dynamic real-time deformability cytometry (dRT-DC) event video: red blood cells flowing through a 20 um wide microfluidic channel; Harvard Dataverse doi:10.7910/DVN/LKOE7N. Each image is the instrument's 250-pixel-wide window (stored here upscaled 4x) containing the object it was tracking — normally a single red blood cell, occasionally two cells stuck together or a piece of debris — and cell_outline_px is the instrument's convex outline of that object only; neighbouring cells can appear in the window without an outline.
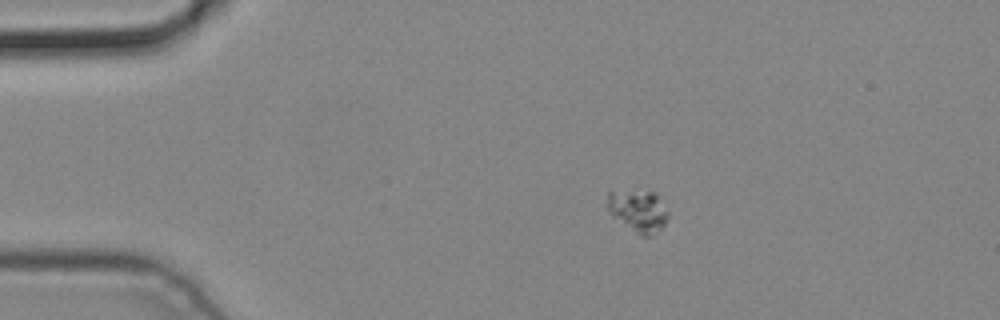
{"species": "common noctule bat (a hibernating species)", "species_latin": "Nyctalus noctula", "temperature_condition": "cold", "stored_images_in_passage": 4, "camera_frame_rate_fps": 3000, "um_per_image_px": 0.085, "animal": {"sex": "male", "body_mass_g": 19.2, "forearm_length_mm": 51.8}, "frame": {"image": 1, "passage_image": 3, "time_ms": 0.667, "image_size_px": [1000, 320], "cell_outline_px": [[668, 220], [656, 232], [648, 236], [640, 236], [612, 216], [608, 208], [608, 188], [612, 188], [656, 192], [668, 212]], "centroid_in_image_um": [54.21, 17.86], "position_along_channel_um": 30.8, "area_um2": 15.26}}